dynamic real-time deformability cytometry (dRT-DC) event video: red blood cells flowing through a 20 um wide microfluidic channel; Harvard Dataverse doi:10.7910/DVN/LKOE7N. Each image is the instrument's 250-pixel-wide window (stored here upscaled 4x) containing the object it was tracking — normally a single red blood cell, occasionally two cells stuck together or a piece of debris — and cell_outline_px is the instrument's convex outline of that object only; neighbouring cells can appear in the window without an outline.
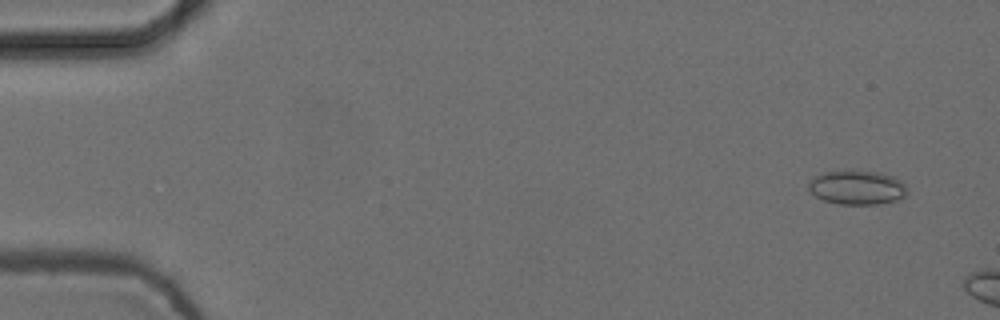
{"species": "common noctule bat (a hibernating species)", "species_latin": "Nyctalus noctula", "temperature_condition": "cold", "stored_images_in_passage": 3, "camera_frame_rate_fps": 3000, "um_per_image_px": 0.085, "animal": {"sex": "female", "body_mass_g": 24.6, "forearm_length_mm": 56.2}, "frame": {"image": 1, "passage_image": 1, "time_ms": 0.0, "image_size_px": [1000, 320], "cell_outline_px": [[908, 192], [904, 196], [896, 200], [876, 204], [840, 204], [824, 200], [816, 196], [808, 188], [808, 184], [816, 176], [824, 172], [856, 168], [880, 172], [892, 176], [900, 180], [904, 184]], "centroid_in_image_um": [72.86, 15.9], "position_along_channel_um": 12.1, "area_um2": 19.88}}